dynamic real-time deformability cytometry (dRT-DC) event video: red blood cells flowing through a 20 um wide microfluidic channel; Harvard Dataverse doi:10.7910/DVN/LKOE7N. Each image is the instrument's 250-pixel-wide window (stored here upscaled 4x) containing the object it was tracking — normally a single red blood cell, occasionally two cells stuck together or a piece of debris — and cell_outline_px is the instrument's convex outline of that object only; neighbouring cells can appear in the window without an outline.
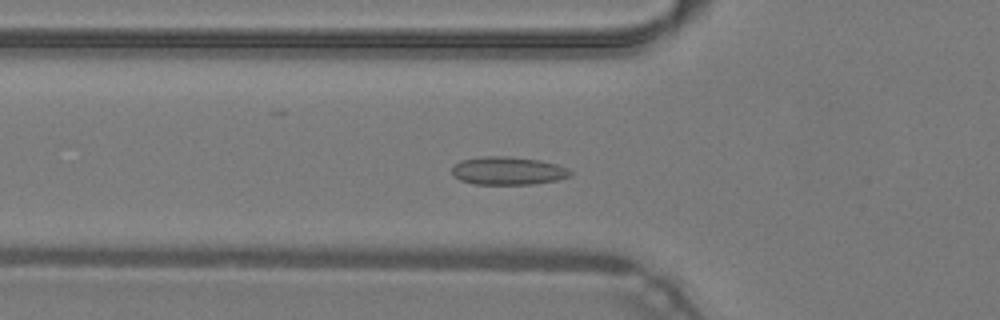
{"species": "common noctule bat (a hibernating species)", "species_latin": "Nyctalus noctula", "temperature_condition": "warm", "stored_images_in_passage": 44, "camera_frame_rate_fps": 3000, "um_per_image_px": 0.085, "animal": {"sex": "male", "body_mass_g": 19.2, "forearm_length_mm": 51.8}, "frame": {"image": 1, "passage_image": 12, "time_ms": 3.667, "image_size_px": [1000, 320], "cell_outline_px": [[572, 176], [556, 180], [532, 184], [476, 184], [460, 180], [452, 176], [452, 168], [460, 160], [480, 156], [508, 156], [540, 160], [556, 164], [568, 168], [572, 172]], "centroid_in_image_um": [43.17, 14.51], "position_along_channel_um": 82.6, "area_um2": 19.48}}
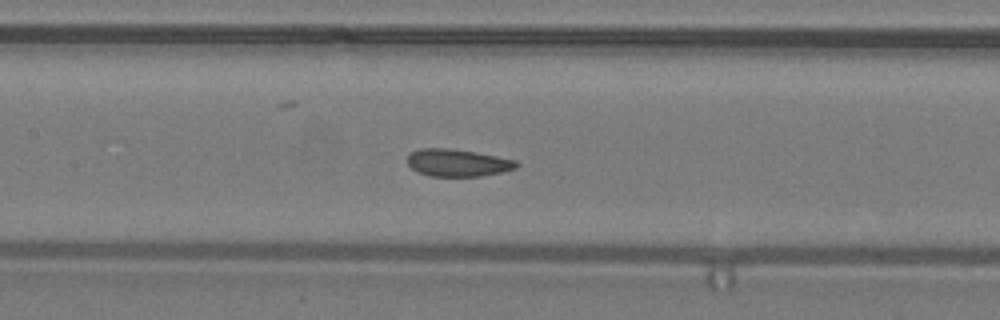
{"frame": {"image": 2, "passage_image": 18, "time_ms": 5.667, "image_size_px": [1000, 320], "cell_outline_px": [[520, 164], [516, 168], [504, 172], [480, 176], [428, 176], [412, 168], [408, 164], [408, 156], [412, 152], [420, 148], [448, 148], [496, 156], [516, 160]], "centroid_in_image_um": [38.92, 13.84], "position_along_channel_um": 168.5, "area_um2": 17.22}}
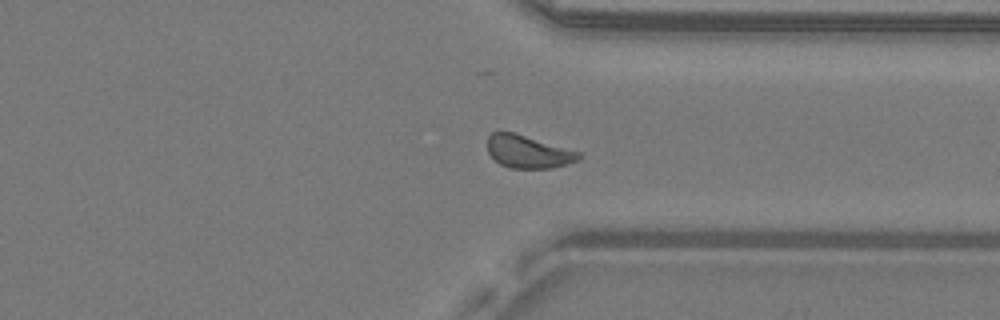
{"frame": {"image": 3, "passage_image": 32, "time_ms": 10.333, "image_size_px": [1000, 320], "cell_outline_px": [[580, 160], [568, 164], [552, 168], [512, 168], [500, 164], [488, 152], [488, 136], [492, 132], [500, 128], [580, 152]], "centroid_in_image_um": [44.86, 12.87], "position_along_channel_um": 366.5, "area_um2": 17.57}, "authors_computed_cell_mechanics": {"area_um2": 17.6579, "velocity_mm_per_s": 4.2615, "shape_relaxation_time_tau1_ms": null, "shape_relaxation_time_tau2_ms": 1.4653, "deformation_change_tau1": null, "deformation_change_tau2": 0.0457}}